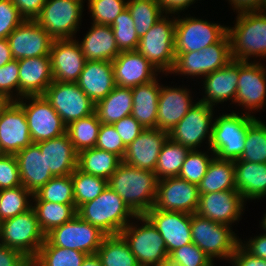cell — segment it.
I'll list each match as a JSON object with an SVG mask.
<instances>
[{
    "mask_svg": "<svg viewBox=\"0 0 266 266\" xmlns=\"http://www.w3.org/2000/svg\"><path fill=\"white\" fill-rule=\"evenodd\" d=\"M265 216L263 217L262 219V222H261V227L265 230L266 232V213L264 214Z\"/></svg>",
    "mask_w": 266,
    "mask_h": 266,
    "instance_id": "obj_66",
    "label": "cell"
},
{
    "mask_svg": "<svg viewBox=\"0 0 266 266\" xmlns=\"http://www.w3.org/2000/svg\"><path fill=\"white\" fill-rule=\"evenodd\" d=\"M189 151L188 147L176 143L168 137L161 148L154 171L158 180L177 177Z\"/></svg>",
    "mask_w": 266,
    "mask_h": 266,
    "instance_id": "obj_39",
    "label": "cell"
},
{
    "mask_svg": "<svg viewBox=\"0 0 266 266\" xmlns=\"http://www.w3.org/2000/svg\"><path fill=\"white\" fill-rule=\"evenodd\" d=\"M86 256L78 250L53 246L45 239L33 259V266H81Z\"/></svg>",
    "mask_w": 266,
    "mask_h": 266,
    "instance_id": "obj_41",
    "label": "cell"
},
{
    "mask_svg": "<svg viewBox=\"0 0 266 266\" xmlns=\"http://www.w3.org/2000/svg\"><path fill=\"white\" fill-rule=\"evenodd\" d=\"M141 227L129 223L121 235L128 243L139 266H153L168 260L169 254L164 239L145 215H137Z\"/></svg>",
    "mask_w": 266,
    "mask_h": 266,
    "instance_id": "obj_7",
    "label": "cell"
},
{
    "mask_svg": "<svg viewBox=\"0 0 266 266\" xmlns=\"http://www.w3.org/2000/svg\"><path fill=\"white\" fill-rule=\"evenodd\" d=\"M240 245L253 256L266 260V233L251 238L246 244L240 241Z\"/></svg>",
    "mask_w": 266,
    "mask_h": 266,
    "instance_id": "obj_58",
    "label": "cell"
},
{
    "mask_svg": "<svg viewBox=\"0 0 266 266\" xmlns=\"http://www.w3.org/2000/svg\"><path fill=\"white\" fill-rule=\"evenodd\" d=\"M239 77V61L232 60L225 67L215 70L204 77L206 94L199 102L215 106L218 103L232 100L235 102ZM216 103V104H215Z\"/></svg>",
    "mask_w": 266,
    "mask_h": 266,
    "instance_id": "obj_28",
    "label": "cell"
},
{
    "mask_svg": "<svg viewBox=\"0 0 266 266\" xmlns=\"http://www.w3.org/2000/svg\"><path fill=\"white\" fill-rule=\"evenodd\" d=\"M196 0H157V3L163 13L177 14L179 11H183L185 8L195 3Z\"/></svg>",
    "mask_w": 266,
    "mask_h": 266,
    "instance_id": "obj_60",
    "label": "cell"
},
{
    "mask_svg": "<svg viewBox=\"0 0 266 266\" xmlns=\"http://www.w3.org/2000/svg\"><path fill=\"white\" fill-rule=\"evenodd\" d=\"M13 60L7 38L0 39V67Z\"/></svg>",
    "mask_w": 266,
    "mask_h": 266,
    "instance_id": "obj_62",
    "label": "cell"
},
{
    "mask_svg": "<svg viewBox=\"0 0 266 266\" xmlns=\"http://www.w3.org/2000/svg\"><path fill=\"white\" fill-rule=\"evenodd\" d=\"M20 185L19 167L15 155L0 154V190Z\"/></svg>",
    "mask_w": 266,
    "mask_h": 266,
    "instance_id": "obj_54",
    "label": "cell"
},
{
    "mask_svg": "<svg viewBox=\"0 0 266 266\" xmlns=\"http://www.w3.org/2000/svg\"><path fill=\"white\" fill-rule=\"evenodd\" d=\"M153 266H176L175 264L171 263L169 260L163 262V263H160V264H157V265H153Z\"/></svg>",
    "mask_w": 266,
    "mask_h": 266,
    "instance_id": "obj_65",
    "label": "cell"
},
{
    "mask_svg": "<svg viewBox=\"0 0 266 266\" xmlns=\"http://www.w3.org/2000/svg\"><path fill=\"white\" fill-rule=\"evenodd\" d=\"M81 266H102V263L97 254H93L87 255L86 258L83 260Z\"/></svg>",
    "mask_w": 266,
    "mask_h": 266,
    "instance_id": "obj_63",
    "label": "cell"
},
{
    "mask_svg": "<svg viewBox=\"0 0 266 266\" xmlns=\"http://www.w3.org/2000/svg\"><path fill=\"white\" fill-rule=\"evenodd\" d=\"M33 195L22 185L0 190V220L4 221L13 218L31 209L32 204L28 199L33 197Z\"/></svg>",
    "mask_w": 266,
    "mask_h": 266,
    "instance_id": "obj_45",
    "label": "cell"
},
{
    "mask_svg": "<svg viewBox=\"0 0 266 266\" xmlns=\"http://www.w3.org/2000/svg\"><path fill=\"white\" fill-rule=\"evenodd\" d=\"M13 90L17 91V98H15L16 95L15 93L13 94ZM0 95L7 101H17L20 99L19 65L18 60L16 59H13L0 67Z\"/></svg>",
    "mask_w": 266,
    "mask_h": 266,
    "instance_id": "obj_51",
    "label": "cell"
},
{
    "mask_svg": "<svg viewBox=\"0 0 266 266\" xmlns=\"http://www.w3.org/2000/svg\"><path fill=\"white\" fill-rule=\"evenodd\" d=\"M43 95L66 126L95 110L94 102L76 83L53 81Z\"/></svg>",
    "mask_w": 266,
    "mask_h": 266,
    "instance_id": "obj_13",
    "label": "cell"
},
{
    "mask_svg": "<svg viewBox=\"0 0 266 266\" xmlns=\"http://www.w3.org/2000/svg\"><path fill=\"white\" fill-rule=\"evenodd\" d=\"M19 65V96L43 95L54 81L50 56L22 58Z\"/></svg>",
    "mask_w": 266,
    "mask_h": 266,
    "instance_id": "obj_25",
    "label": "cell"
},
{
    "mask_svg": "<svg viewBox=\"0 0 266 266\" xmlns=\"http://www.w3.org/2000/svg\"><path fill=\"white\" fill-rule=\"evenodd\" d=\"M96 254L102 266H139L121 234L106 235Z\"/></svg>",
    "mask_w": 266,
    "mask_h": 266,
    "instance_id": "obj_38",
    "label": "cell"
},
{
    "mask_svg": "<svg viewBox=\"0 0 266 266\" xmlns=\"http://www.w3.org/2000/svg\"><path fill=\"white\" fill-rule=\"evenodd\" d=\"M200 194L236 190L235 169L232 160H221L214 157L210 162L205 176L200 181Z\"/></svg>",
    "mask_w": 266,
    "mask_h": 266,
    "instance_id": "obj_36",
    "label": "cell"
},
{
    "mask_svg": "<svg viewBox=\"0 0 266 266\" xmlns=\"http://www.w3.org/2000/svg\"><path fill=\"white\" fill-rule=\"evenodd\" d=\"M132 107L131 88L116 85L105 98L95 103L94 112L101 123L112 125L131 115Z\"/></svg>",
    "mask_w": 266,
    "mask_h": 266,
    "instance_id": "obj_34",
    "label": "cell"
},
{
    "mask_svg": "<svg viewBox=\"0 0 266 266\" xmlns=\"http://www.w3.org/2000/svg\"><path fill=\"white\" fill-rule=\"evenodd\" d=\"M228 27L193 17L175 18V53L200 51L219 42Z\"/></svg>",
    "mask_w": 266,
    "mask_h": 266,
    "instance_id": "obj_12",
    "label": "cell"
},
{
    "mask_svg": "<svg viewBox=\"0 0 266 266\" xmlns=\"http://www.w3.org/2000/svg\"><path fill=\"white\" fill-rule=\"evenodd\" d=\"M117 86L132 88L156 79L159 72L137 50L122 51L111 62Z\"/></svg>",
    "mask_w": 266,
    "mask_h": 266,
    "instance_id": "obj_23",
    "label": "cell"
},
{
    "mask_svg": "<svg viewBox=\"0 0 266 266\" xmlns=\"http://www.w3.org/2000/svg\"><path fill=\"white\" fill-rule=\"evenodd\" d=\"M37 144L54 177L72 174L77 168L78 152L66 133Z\"/></svg>",
    "mask_w": 266,
    "mask_h": 266,
    "instance_id": "obj_30",
    "label": "cell"
},
{
    "mask_svg": "<svg viewBox=\"0 0 266 266\" xmlns=\"http://www.w3.org/2000/svg\"><path fill=\"white\" fill-rule=\"evenodd\" d=\"M111 28L114 33L119 50L136 51L139 45V37L129 10L126 8L115 19Z\"/></svg>",
    "mask_w": 266,
    "mask_h": 266,
    "instance_id": "obj_47",
    "label": "cell"
},
{
    "mask_svg": "<svg viewBox=\"0 0 266 266\" xmlns=\"http://www.w3.org/2000/svg\"><path fill=\"white\" fill-rule=\"evenodd\" d=\"M244 201L237 190L200 194L196 213L216 223L230 226L240 220Z\"/></svg>",
    "mask_w": 266,
    "mask_h": 266,
    "instance_id": "obj_19",
    "label": "cell"
},
{
    "mask_svg": "<svg viewBox=\"0 0 266 266\" xmlns=\"http://www.w3.org/2000/svg\"><path fill=\"white\" fill-rule=\"evenodd\" d=\"M168 260L176 266H215L214 262L193 242L173 250Z\"/></svg>",
    "mask_w": 266,
    "mask_h": 266,
    "instance_id": "obj_50",
    "label": "cell"
},
{
    "mask_svg": "<svg viewBox=\"0 0 266 266\" xmlns=\"http://www.w3.org/2000/svg\"><path fill=\"white\" fill-rule=\"evenodd\" d=\"M106 234L76 215L71 221L54 228L46 239L57 247L78 250L87 255L97 253Z\"/></svg>",
    "mask_w": 266,
    "mask_h": 266,
    "instance_id": "obj_14",
    "label": "cell"
},
{
    "mask_svg": "<svg viewBox=\"0 0 266 266\" xmlns=\"http://www.w3.org/2000/svg\"><path fill=\"white\" fill-rule=\"evenodd\" d=\"M32 143L24 110L7 101L0 108V153L15 155Z\"/></svg>",
    "mask_w": 266,
    "mask_h": 266,
    "instance_id": "obj_17",
    "label": "cell"
},
{
    "mask_svg": "<svg viewBox=\"0 0 266 266\" xmlns=\"http://www.w3.org/2000/svg\"><path fill=\"white\" fill-rule=\"evenodd\" d=\"M17 102L24 110L33 143L57 138L66 133V125L44 95L25 96Z\"/></svg>",
    "mask_w": 266,
    "mask_h": 266,
    "instance_id": "obj_11",
    "label": "cell"
},
{
    "mask_svg": "<svg viewBox=\"0 0 266 266\" xmlns=\"http://www.w3.org/2000/svg\"><path fill=\"white\" fill-rule=\"evenodd\" d=\"M46 239L33 208L1 222L0 244L32 260Z\"/></svg>",
    "mask_w": 266,
    "mask_h": 266,
    "instance_id": "obj_8",
    "label": "cell"
},
{
    "mask_svg": "<svg viewBox=\"0 0 266 266\" xmlns=\"http://www.w3.org/2000/svg\"><path fill=\"white\" fill-rule=\"evenodd\" d=\"M26 258L18 250L0 244V266H19Z\"/></svg>",
    "mask_w": 266,
    "mask_h": 266,
    "instance_id": "obj_59",
    "label": "cell"
},
{
    "mask_svg": "<svg viewBox=\"0 0 266 266\" xmlns=\"http://www.w3.org/2000/svg\"><path fill=\"white\" fill-rule=\"evenodd\" d=\"M157 78L149 83L132 87L131 115L144 127L157 128V110L161 85Z\"/></svg>",
    "mask_w": 266,
    "mask_h": 266,
    "instance_id": "obj_33",
    "label": "cell"
},
{
    "mask_svg": "<svg viewBox=\"0 0 266 266\" xmlns=\"http://www.w3.org/2000/svg\"><path fill=\"white\" fill-rule=\"evenodd\" d=\"M145 216L164 239L168 254L192 242L191 214L163 211L153 207Z\"/></svg>",
    "mask_w": 266,
    "mask_h": 266,
    "instance_id": "obj_20",
    "label": "cell"
},
{
    "mask_svg": "<svg viewBox=\"0 0 266 266\" xmlns=\"http://www.w3.org/2000/svg\"><path fill=\"white\" fill-rule=\"evenodd\" d=\"M238 160L266 163V124L260 120L248 127L243 154Z\"/></svg>",
    "mask_w": 266,
    "mask_h": 266,
    "instance_id": "obj_46",
    "label": "cell"
},
{
    "mask_svg": "<svg viewBox=\"0 0 266 266\" xmlns=\"http://www.w3.org/2000/svg\"><path fill=\"white\" fill-rule=\"evenodd\" d=\"M77 215L106 235L120 234L130 223L129 219L137 216L110 186L96 199L81 205Z\"/></svg>",
    "mask_w": 266,
    "mask_h": 266,
    "instance_id": "obj_2",
    "label": "cell"
},
{
    "mask_svg": "<svg viewBox=\"0 0 266 266\" xmlns=\"http://www.w3.org/2000/svg\"><path fill=\"white\" fill-rule=\"evenodd\" d=\"M232 60L248 62L250 57H266V12L237 14L235 27H228ZM253 55V56H252Z\"/></svg>",
    "mask_w": 266,
    "mask_h": 266,
    "instance_id": "obj_3",
    "label": "cell"
},
{
    "mask_svg": "<svg viewBox=\"0 0 266 266\" xmlns=\"http://www.w3.org/2000/svg\"><path fill=\"white\" fill-rule=\"evenodd\" d=\"M19 167L21 185L35 194L54 177L47 168L45 154L37 143H32L15 154Z\"/></svg>",
    "mask_w": 266,
    "mask_h": 266,
    "instance_id": "obj_27",
    "label": "cell"
},
{
    "mask_svg": "<svg viewBox=\"0 0 266 266\" xmlns=\"http://www.w3.org/2000/svg\"><path fill=\"white\" fill-rule=\"evenodd\" d=\"M230 262L233 266H266L265 259L253 256L240 244L233 253Z\"/></svg>",
    "mask_w": 266,
    "mask_h": 266,
    "instance_id": "obj_57",
    "label": "cell"
},
{
    "mask_svg": "<svg viewBox=\"0 0 266 266\" xmlns=\"http://www.w3.org/2000/svg\"><path fill=\"white\" fill-rule=\"evenodd\" d=\"M158 178L150 170L129 166L122 162L108 180L115 191L136 215H145L153 208Z\"/></svg>",
    "mask_w": 266,
    "mask_h": 266,
    "instance_id": "obj_1",
    "label": "cell"
},
{
    "mask_svg": "<svg viewBox=\"0 0 266 266\" xmlns=\"http://www.w3.org/2000/svg\"><path fill=\"white\" fill-rule=\"evenodd\" d=\"M101 124L94 112L66 126V134L78 153L85 149L95 148Z\"/></svg>",
    "mask_w": 266,
    "mask_h": 266,
    "instance_id": "obj_40",
    "label": "cell"
},
{
    "mask_svg": "<svg viewBox=\"0 0 266 266\" xmlns=\"http://www.w3.org/2000/svg\"><path fill=\"white\" fill-rule=\"evenodd\" d=\"M13 59L49 56L54 39L35 20H24L7 37Z\"/></svg>",
    "mask_w": 266,
    "mask_h": 266,
    "instance_id": "obj_18",
    "label": "cell"
},
{
    "mask_svg": "<svg viewBox=\"0 0 266 266\" xmlns=\"http://www.w3.org/2000/svg\"><path fill=\"white\" fill-rule=\"evenodd\" d=\"M263 10H266V0H263Z\"/></svg>",
    "mask_w": 266,
    "mask_h": 266,
    "instance_id": "obj_68",
    "label": "cell"
},
{
    "mask_svg": "<svg viewBox=\"0 0 266 266\" xmlns=\"http://www.w3.org/2000/svg\"><path fill=\"white\" fill-rule=\"evenodd\" d=\"M176 59L172 74L205 77L232 61L228 33L219 41L203 50L175 53Z\"/></svg>",
    "mask_w": 266,
    "mask_h": 266,
    "instance_id": "obj_9",
    "label": "cell"
},
{
    "mask_svg": "<svg viewBox=\"0 0 266 266\" xmlns=\"http://www.w3.org/2000/svg\"><path fill=\"white\" fill-rule=\"evenodd\" d=\"M200 192L198 185L177 177L158 180L154 206L163 211L196 213Z\"/></svg>",
    "mask_w": 266,
    "mask_h": 266,
    "instance_id": "obj_16",
    "label": "cell"
},
{
    "mask_svg": "<svg viewBox=\"0 0 266 266\" xmlns=\"http://www.w3.org/2000/svg\"><path fill=\"white\" fill-rule=\"evenodd\" d=\"M127 9L132 16L139 39L143 37L164 14L157 0H128Z\"/></svg>",
    "mask_w": 266,
    "mask_h": 266,
    "instance_id": "obj_42",
    "label": "cell"
},
{
    "mask_svg": "<svg viewBox=\"0 0 266 266\" xmlns=\"http://www.w3.org/2000/svg\"><path fill=\"white\" fill-rule=\"evenodd\" d=\"M54 81L76 83L86 63L79 41L54 40L49 53Z\"/></svg>",
    "mask_w": 266,
    "mask_h": 266,
    "instance_id": "obj_21",
    "label": "cell"
},
{
    "mask_svg": "<svg viewBox=\"0 0 266 266\" xmlns=\"http://www.w3.org/2000/svg\"><path fill=\"white\" fill-rule=\"evenodd\" d=\"M25 20H35L47 0H11Z\"/></svg>",
    "mask_w": 266,
    "mask_h": 266,
    "instance_id": "obj_56",
    "label": "cell"
},
{
    "mask_svg": "<svg viewBox=\"0 0 266 266\" xmlns=\"http://www.w3.org/2000/svg\"><path fill=\"white\" fill-rule=\"evenodd\" d=\"M95 148L114 153L123 159L126 146L111 124H101Z\"/></svg>",
    "mask_w": 266,
    "mask_h": 266,
    "instance_id": "obj_52",
    "label": "cell"
},
{
    "mask_svg": "<svg viewBox=\"0 0 266 266\" xmlns=\"http://www.w3.org/2000/svg\"><path fill=\"white\" fill-rule=\"evenodd\" d=\"M209 149L221 160H238L243 154L248 127L256 118L245 112L227 113L214 119Z\"/></svg>",
    "mask_w": 266,
    "mask_h": 266,
    "instance_id": "obj_4",
    "label": "cell"
},
{
    "mask_svg": "<svg viewBox=\"0 0 266 266\" xmlns=\"http://www.w3.org/2000/svg\"><path fill=\"white\" fill-rule=\"evenodd\" d=\"M121 163L122 159L114 153L99 148H90L78 153L77 168L86 174L108 181Z\"/></svg>",
    "mask_w": 266,
    "mask_h": 266,
    "instance_id": "obj_35",
    "label": "cell"
},
{
    "mask_svg": "<svg viewBox=\"0 0 266 266\" xmlns=\"http://www.w3.org/2000/svg\"><path fill=\"white\" fill-rule=\"evenodd\" d=\"M76 84L95 104L105 98L116 86L112 63L86 61Z\"/></svg>",
    "mask_w": 266,
    "mask_h": 266,
    "instance_id": "obj_29",
    "label": "cell"
},
{
    "mask_svg": "<svg viewBox=\"0 0 266 266\" xmlns=\"http://www.w3.org/2000/svg\"><path fill=\"white\" fill-rule=\"evenodd\" d=\"M235 188L244 200L266 196V163L235 160Z\"/></svg>",
    "mask_w": 266,
    "mask_h": 266,
    "instance_id": "obj_32",
    "label": "cell"
},
{
    "mask_svg": "<svg viewBox=\"0 0 266 266\" xmlns=\"http://www.w3.org/2000/svg\"><path fill=\"white\" fill-rule=\"evenodd\" d=\"M24 20L11 0H0V39L7 38Z\"/></svg>",
    "mask_w": 266,
    "mask_h": 266,
    "instance_id": "obj_53",
    "label": "cell"
},
{
    "mask_svg": "<svg viewBox=\"0 0 266 266\" xmlns=\"http://www.w3.org/2000/svg\"><path fill=\"white\" fill-rule=\"evenodd\" d=\"M7 102L6 99H4L1 95H0V108Z\"/></svg>",
    "mask_w": 266,
    "mask_h": 266,
    "instance_id": "obj_67",
    "label": "cell"
},
{
    "mask_svg": "<svg viewBox=\"0 0 266 266\" xmlns=\"http://www.w3.org/2000/svg\"><path fill=\"white\" fill-rule=\"evenodd\" d=\"M33 210L37 216L39 226L47 235L54 228L71 221L77 215L75 205L52 203L48 201H33Z\"/></svg>",
    "mask_w": 266,
    "mask_h": 266,
    "instance_id": "obj_37",
    "label": "cell"
},
{
    "mask_svg": "<svg viewBox=\"0 0 266 266\" xmlns=\"http://www.w3.org/2000/svg\"><path fill=\"white\" fill-rule=\"evenodd\" d=\"M168 132L157 128L144 129L141 134L126 147L122 162L152 172L156 169L159 153Z\"/></svg>",
    "mask_w": 266,
    "mask_h": 266,
    "instance_id": "obj_24",
    "label": "cell"
},
{
    "mask_svg": "<svg viewBox=\"0 0 266 266\" xmlns=\"http://www.w3.org/2000/svg\"><path fill=\"white\" fill-rule=\"evenodd\" d=\"M167 17V18H166ZM163 15L152 28L139 39L137 51L159 72H172L175 64V17Z\"/></svg>",
    "mask_w": 266,
    "mask_h": 266,
    "instance_id": "obj_6",
    "label": "cell"
},
{
    "mask_svg": "<svg viewBox=\"0 0 266 266\" xmlns=\"http://www.w3.org/2000/svg\"><path fill=\"white\" fill-rule=\"evenodd\" d=\"M32 198L33 201H48L52 203L75 205L71 174L52 177Z\"/></svg>",
    "mask_w": 266,
    "mask_h": 266,
    "instance_id": "obj_43",
    "label": "cell"
},
{
    "mask_svg": "<svg viewBox=\"0 0 266 266\" xmlns=\"http://www.w3.org/2000/svg\"><path fill=\"white\" fill-rule=\"evenodd\" d=\"M83 6V0H47L35 21L54 40L73 39L79 31Z\"/></svg>",
    "mask_w": 266,
    "mask_h": 266,
    "instance_id": "obj_10",
    "label": "cell"
},
{
    "mask_svg": "<svg viewBox=\"0 0 266 266\" xmlns=\"http://www.w3.org/2000/svg\"><path fill=\"white\" fill-rule=\"evenodd\" d=\"M187 90L183 87L161 86L157 110V129L169 133L195 105Z\"/></svg>",
    "mask_w": 266,
    "mask_h": 266,
    "instance_id": "obj_26",
    "label": "cell"
},
{
    "mask_svg": "<svg viewBox=\"0 0 266 266\" xmlns=\"http://www.w3.org/2000/svg\"><path fill=\"white\" fill-rule=\"evenodd\" d=\"M112 125L126 147L131 144L144 130V127L132 115L124 117Z\"/></svg>",
    "mask_w": 266,
    "mask_h": 266,
    "instance_id": "obj_55",
    "label": "cell"
},
{
    "mask_svg": "<svg viewBox=\"0 0 266 266\" xmlns=\"http://www.w3.org/2000/svg\"><path fill=\"white\" fill-rule=\"evenodd\" d=\"M238 13L263 11V0H228Z\"/></svg>",
    "mask_w": 266,
    "mask_h": 266,
    "instance_id": "obj_61",
    "label": "cell"
},
{
    "mask_svg": "<svg viewBox=\"0 0 266 266\" xmlns=\"http://www.w3.org/2000/svg\"><path fill=\"white\" fill-rule=\"evenodd\" d=\"M76 209L86 202L96 199L108 186L104 178L86 174L78 168L71 174Z\"/></svg>",
    "mask_w": 266,
    "mask_h": 266,
    "instance_id": "obj_44",
    "label": "cell"
},
{
    "mask_svg": "<svg viewBox=\"0 0 266 266\" xmlns=\"http://www.w3.org/2000/svg\"><path fill=\"white\" fill-rule=\"evenodd\" d=\"M266 99V69L258 61L240 62L235 103L246 110L262 109Z\"/></svg>",
    "mask_w": 266,
    "mask_h": 266,
    "instance_id": "obj_22",
    "label": "cell"
},
{
    "mask_svg": "<svg viewBox=\"0 0 266 266\" xmlns=\"http://www.w3.org/2000/svg\"><path fill=\"white\" fill-rule=\"evenodd\" d=\"M93 23L112 25L118 15L127 8L125 0H88Z\"/></svg>",
    "mask_w": 266,
    "mask_h": 266,
    "instance_id": "obj_49",
    "label": "cell"
},
{
    "mask_svg": "<svg viewBox=\"0 0 266 266\" xmlns=\"http://www.w3.org/2000/svg\"><path fill=\"white\" fill-rule=\"evenodd\" d=\"M19 266H33V260L26 258Z\"/></svg>",
    "mask_w": 266,
    "mask_h": 266,
    "instance_id": "obj_64",
    "label": "cell"
},
{
    "mask_svg": "<svg viewBox=\"0 0 266 266\" xmlns=\"http://www.w3.org/2000/svg\"><path fill=\"white\" fill-rule=\"evenodd\" d=\"M212 155H210L211 158H209L210 156H208L206 152L203 153L196 149L190 150L183 162L178 177L189 183L199 185L206 174L210 162L215 157L214 154Z\"/></svg>",
    "mask_w": 266,
    "mask_h": 266,
    "instance_id": "obj_48",
    "label": "cell"
},
{
    "mask_svg": "<svg viewBox=\"0 0 266 266\" xmlns=\"http://www.w3.org/2000/svg\"><path fill=\"white\" fill-rule=\"evenodd\" d=\"M82 40L79 45L87 61L112 62L121 52L110 25L92 23Z\"/></svg>",
    "mask_w": 266,
    "mask_h": 266,
    "instance_id": "obj_31",
    "label": "cell"
},
{
    "mask_svg": "<svg viewBox=\"0 0 266 266\" xmlns=\"http://www.w3.org/2000/svg\"><path fill=\"white\" fill-rule=\"evenodd\" d=\"M212 106L199 101L168 133V137L176 143L188 147L190 150L197 149L208 138L210 145L212 136Z\"/></svg>",
    "mask_w": 266,
    "mask_h": 266,
    "instance_id": "obj_15",
    "label": "cell"
},
{
    "mask_svg": "<svg viewBox=\"0 0 266 266\" xmlns=\"http://www.w3.org/2000/svg\"><path fill=\"white\" fill-rule=\"evenodd\" d=\"M231 226L216 223L197 213L191 214L192 242L213 262L214 258L231 260L240 240Z\"/></svg>",
    "mask_w": 266,
    "mask_h": 266,
    "instance_id": "obj_5",
    "label": "cell"
}]
</instances>
